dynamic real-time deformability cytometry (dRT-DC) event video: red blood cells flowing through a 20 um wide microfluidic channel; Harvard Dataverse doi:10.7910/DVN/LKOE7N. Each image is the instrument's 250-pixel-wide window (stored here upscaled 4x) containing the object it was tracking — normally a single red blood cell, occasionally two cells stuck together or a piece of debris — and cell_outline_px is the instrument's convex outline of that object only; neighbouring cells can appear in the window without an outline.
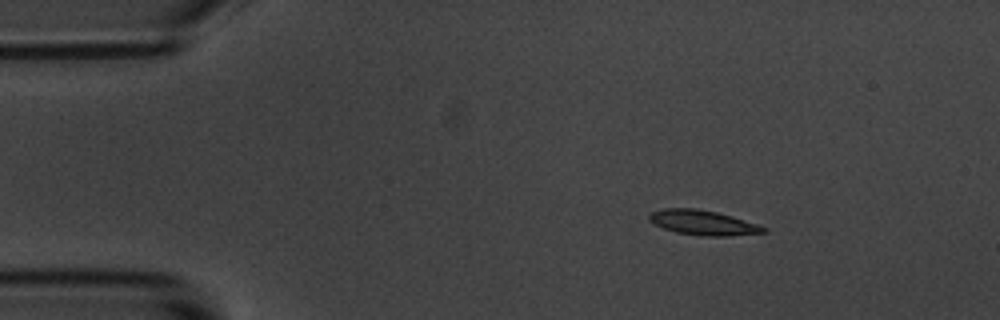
{"species": "common noctule bat (a hibernating species)", "species_latin": "Nyctalus noctula", "temperature_condition": "room temperature", "stored_images_in_passage": 15, "camera_frame_rate_fps": 3000, "um_per_image_px": 0.085, "animal": {"sex": "male", "body_mass_g": 20.1, "forearm_length_mm": 53.5}, "frame": {"image": 1, "passage_image": 3, "time_ms": 2.333, "image_size_px": [1000, 320], "cell_outline_px": [[768, 232], [728, 236], [704, 236], [676, 232], [664, 228], [648, 220], [648, 216], [652, 212], [664, 208], [696, 208], [716, 212], [732, 216], [768, 228]], "centroid_in_image_um": [59.77, 18.92], "position_along_channel_um": 25.2, "area_um2": 16.42}}
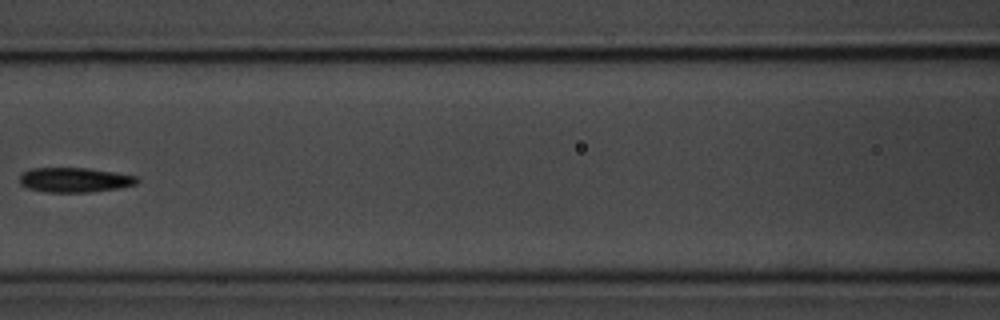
{"frame": {"image": 2, "passage_image": 7, "time_ms": 8.0, "image_size_px": [1000, 320], "cell_outline_px": [[140, 180], [136, 184], [116, 188], [88, 192], [48, 192], [28, 188], [20, 184], [20, 172], [32, 168], [88, 168], [116, 172], [136, 176]], "centroid_in_image_um": [6.32, 15.28], "position_along_channel_um": 160.3, "area_um2": 16.88}}
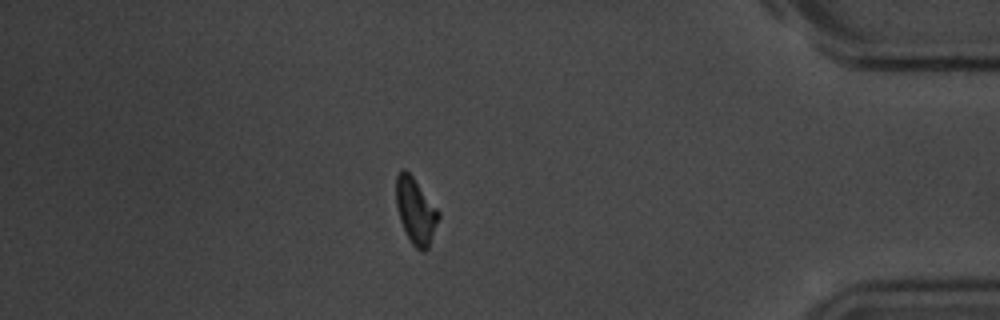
{"frame": {"image": 3, "passage_image": 14, "time_ms": 16.0, "image_size_px": [1000, 320], "cell_outline_px": [[440, 216], [428, 248], [424, 252], [416, 248], [412, 244], [400, 220], [396, 204], [396, 176], [400, 168], [404, 168], [412, 176], [440, 212]], "centroid_in_image_um": [35.33, 17.91], "position_along_channel_um": 399.9, "area_um2": 16.13}, "authors_computed_cell_mechanics": {"area_um2": 16.4152, "velocity_mm_per_s": 3.4892, "shape_relaxation_time_tau1_ms": 4.3316, "shape_relaxation_time_tau2_ms": null, "deformation_change_tau1": 0.1492, "deformation_change_tau2": null}}